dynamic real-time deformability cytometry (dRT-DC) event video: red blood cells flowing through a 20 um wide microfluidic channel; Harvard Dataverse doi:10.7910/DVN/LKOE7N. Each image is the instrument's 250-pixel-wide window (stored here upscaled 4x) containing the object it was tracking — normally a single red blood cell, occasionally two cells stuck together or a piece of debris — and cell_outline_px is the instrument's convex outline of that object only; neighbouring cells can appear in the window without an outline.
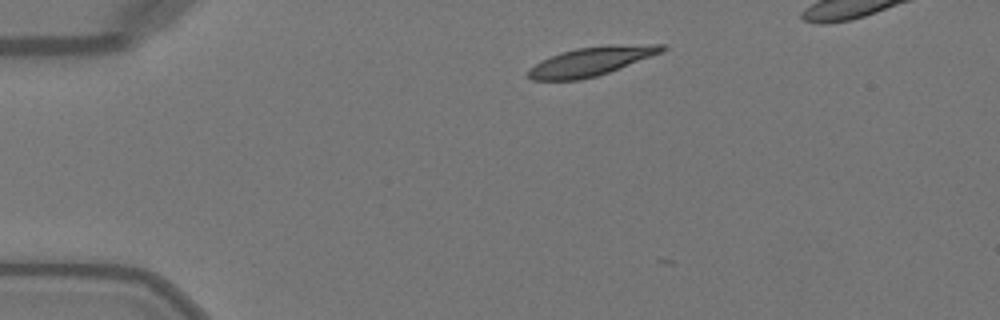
{"species": "Egyptian fruit bat (a non-hibernating species)", "species_latin": "Rousettus aegyptiacus", "temperature_condition": "warm", "stored_images_in_passage": 5, "camera_frame_rate_fps": 3000, "um_per_image_px": 0.085, "animal": {"sex": "female"}, "frame": {"image": 1, "passage_image": 1, "time_ms": 0.0, "image_size_px": [1000, 320], "cell_outline_px": [[668, 48], [664, 52], [608, 72], [596, 76], [580, 80], [532, 80], [528, 76], [528, 68], [560, 52], [576, 48], [608, 44], [668, 44]], "centroid_in_image_um": [50.33, 5.19], "position_along_channel_um": 34.7, "area_um2": 22.6}}